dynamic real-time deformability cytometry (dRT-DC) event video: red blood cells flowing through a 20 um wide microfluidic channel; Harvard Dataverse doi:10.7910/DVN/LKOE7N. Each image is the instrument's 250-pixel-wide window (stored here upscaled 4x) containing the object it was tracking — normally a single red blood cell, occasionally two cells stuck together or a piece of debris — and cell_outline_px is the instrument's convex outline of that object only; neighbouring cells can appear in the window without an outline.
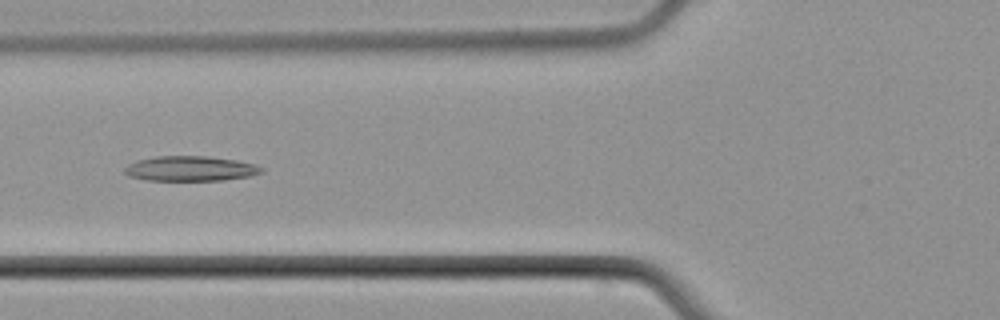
{"species": "common noctule bat (a hibernating species)", "species_latin": "Nyctalus noctula", "temperature_condition": "cold", "stored_images_in_passage": 7, "camera_frame_rate_fps": 3000, "um_per_image_px": 0.085, "animal": {"sex": "male", "body_mass_g": 21.5, "forearm_length_mm": 52.0}, "frame": {"image": 1, "passage_image": 5, "time_ms": 5.667, "image_size_px": [1000, 320], "cell_outline_px": [[264, 172], [252, 176], [224, 180], [148, 180], [128, 176], [124, 172], [124, 168], [128, 164], [136, 160], [156, 156], [208, 156], [236, 160], [256, 164], [264, 168]], "centroid_in_image_um": [16.21, 14.32], "position_along_channel_um": 109.6, "area_um2": 20.11}}
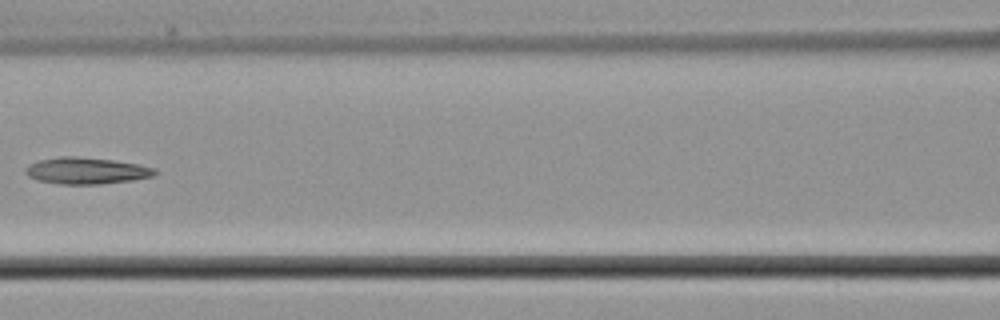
{"frame": {"image": 2, "passage_image": 6, "time_ms": 7.0, "image_size_px": [1000, 320], "cell_outline_px": [[156, 172], [152, 176], [132, 180], [100, 184], [60, 184], [36, 180], [28, 176], [24, 172], [24, 168], [40, 160], [60, 156], [76, 156], [112, 160], [140, 164], [156, 168]], "centroid_in_image_um": [7.33, 14.51], "position_along_channel_um": 159.3, "area_um2": 20.0}}
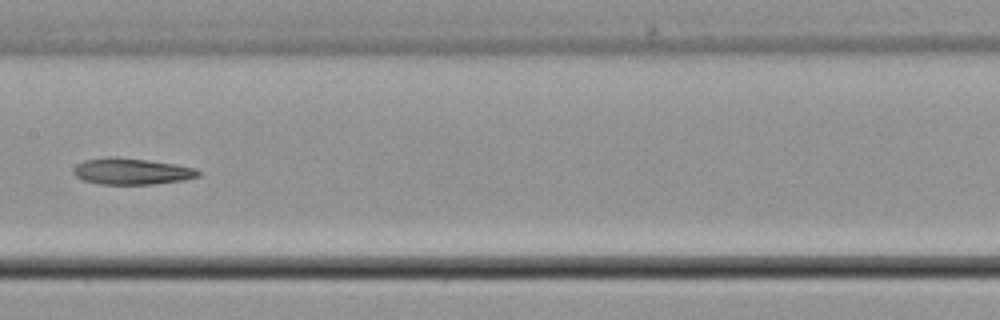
{"frame": {"image": 3, "passage_image": 7, "time_ms": 8.0, "image_size_px": [1000, 320], "cell_outline_px": [[200, 176], [184, 180], [152, 184], [100, 184], [84, 180], [76, 176], [72, 172], [72, 168], [76, 164], [84, 160], [104, 156], [116, 156], [148, 160], [176, 164], [196, 168], [200, 172]], "centroid_in_image_um": [11.17, 14.55], "position_along_channel_um": 196.2, "area_um2": 19.42}}